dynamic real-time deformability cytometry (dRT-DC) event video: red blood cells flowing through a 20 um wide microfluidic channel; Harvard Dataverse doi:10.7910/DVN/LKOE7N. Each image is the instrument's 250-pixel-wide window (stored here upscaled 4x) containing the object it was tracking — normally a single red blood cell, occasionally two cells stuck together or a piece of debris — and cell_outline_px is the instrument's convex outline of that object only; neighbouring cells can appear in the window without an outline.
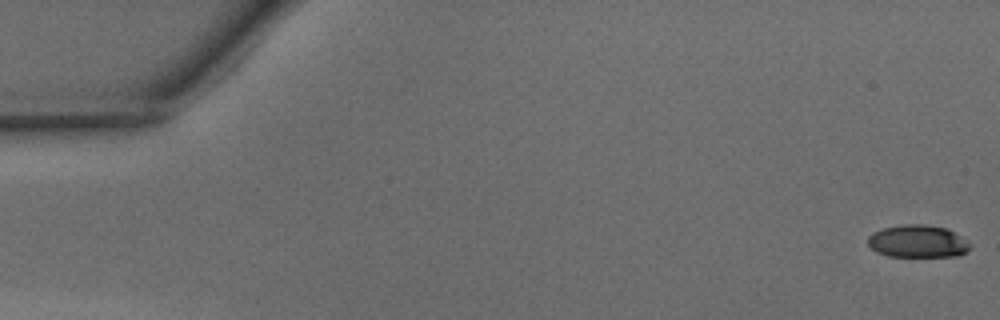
{"species": "common noctule bat (a hibernating species)", "species_latin": "Nyctalus noctula", "temperature_condition": "warm", "stored_images_in_passage": 42, "camera_frame_rate_fps": 3000, "um_per_image_px": 0.085, "animal": {"sex": "male", "body_mass_g": 15.6}, "frame": {"image": 1, "passage_image": 1, "time_ms": 0.0, "image_size_px": [1000, 320], "cell_outline_px": [[972, 248], [968, 252], [960, 256], [888, 256], [876, 252], [868, 244], [868, 236], [872, 232], [884, 228], [904, 224], [924, 224], [948, 228], [968, 244]], "centroid_in_image_um": [77.99, 20.52], "position_along_channel_um": 7.0, "area_um2": 19.31}}
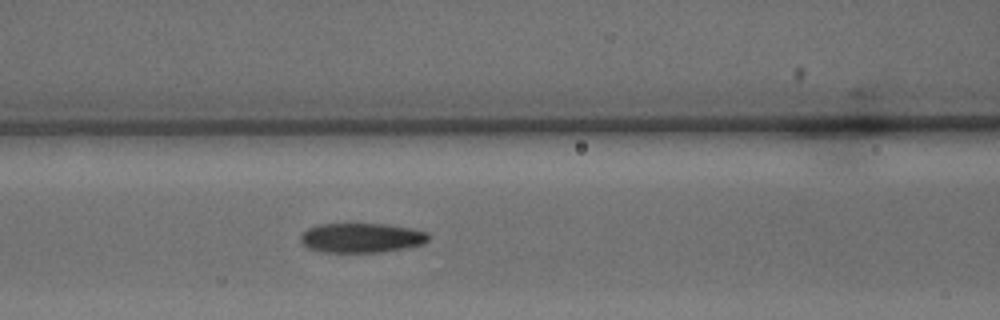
{"frame": {"image": 2, "passage_image": 21, "time_ms": 6.667, "image_size_px": [1000, 320], "cell_outline_px": [[428, 240], [424, 244], [404, 248], [380, 252], [320, 252], [308, 248], [300, 240], [300, 236], [308, 228], [320, 224], [388, 224], [412, 228], [428, 232]], "centroid_in_image_um": [30.74, 20.21], "position_along_channel_um": 135.9, "area_um2": 22.08}}
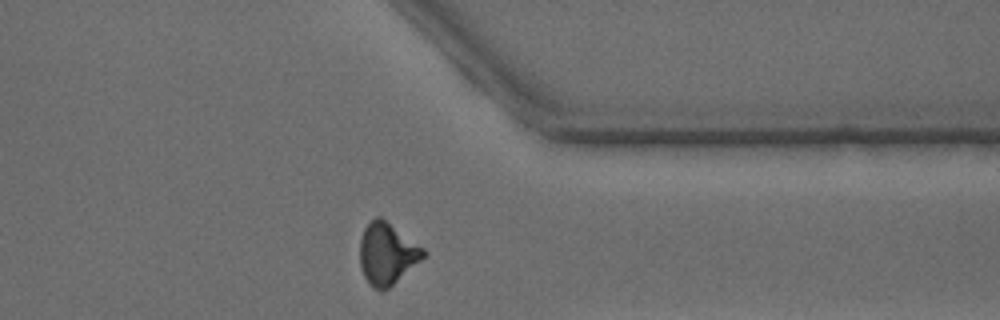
{"frame": {"image": 3, "passage_image": 39, "time_ms": 12.667, "image_size_px": [1000, 320], "cell_outline_px": [[428, 252], [420, 260], [388, 288], [380, 292], [372, 288], [364, 276], [360, 264], [360, 240], [364, 228], [376, 216], [380, 216], [424, 248]], "centroid_in_image_um": [32.88, 21.57], "position_along_channel_um": 378.5, "area_um2": 22.54}, "authors_computed_cell_mechanics": {"area_um2": 22.253, "velocity_mm_per_s": 4.1433, "shape_relaxation_time_tau1_ms": 4.1779, "shape_relaxation_time_tau2_ms": 2.4622, "deformation_change_tau1": 0.163, "deformation_change_tau2": 0.0936}}